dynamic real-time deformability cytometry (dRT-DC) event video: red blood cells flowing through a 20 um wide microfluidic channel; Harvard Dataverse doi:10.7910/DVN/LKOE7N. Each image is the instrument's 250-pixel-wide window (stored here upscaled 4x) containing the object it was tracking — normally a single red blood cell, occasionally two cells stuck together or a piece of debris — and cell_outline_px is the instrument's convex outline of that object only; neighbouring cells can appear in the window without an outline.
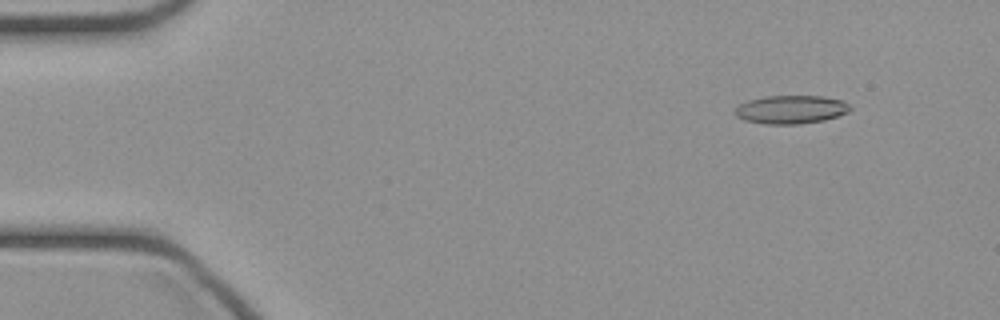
{"species": "common noctule bat (a hibernating species)", "species_latin": "Nyctalus noctula", "temperature_condition": "cold", "stored_images_in_passage": 47, "camera_frame_rate_fps": 3000, "um_per_image_px": 0.085, "animal": {"sex": "female", "body_mass_g": 21.9}, "frame": {"image": 1, "passage_image": 5, "time_ms": 1.333, "image_size_px": [1000, 320], "cell_outline_px": [[852, 108], [848, 112], [824, 120], [796, 124], [764, 124], [744, 120], [736, 116], [736, 108], [740, 104], [748, 100], [764, 96], [824, 96], [840, 100], [848, 104]], "centroid_in_image_um": [67.22, 9.3], "position_along_channel_um": 17.8, "area_um2": 18.9}}
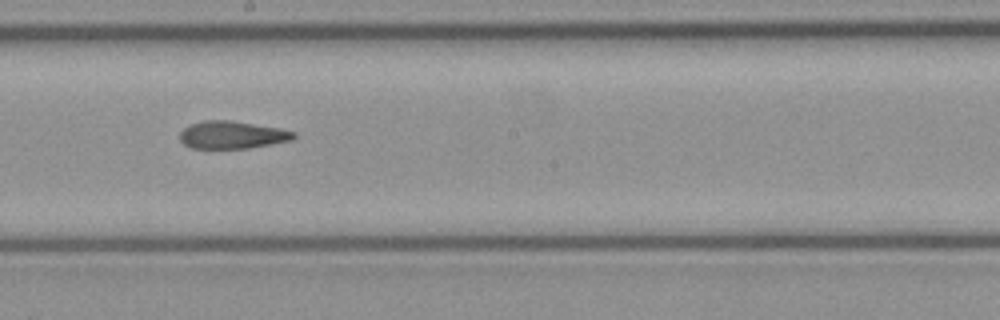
{"frame": {"image": 2, "passage_image": 26, "time_ms": 8.333, "image_size_px": [1000, 320], "cell_outline_px": [[296, 136], [292, 140], [248, 148], [192, 148], [184, 144], [180, 140], [180, 132], [184, 128], [192, 124], [204, 120], [228, 120], [280, 128], [296, 132]], "centroid_in_image_um": [19.74, 11.46], "position_along_channel_um": 228.5, "area_um2": 18.15}}
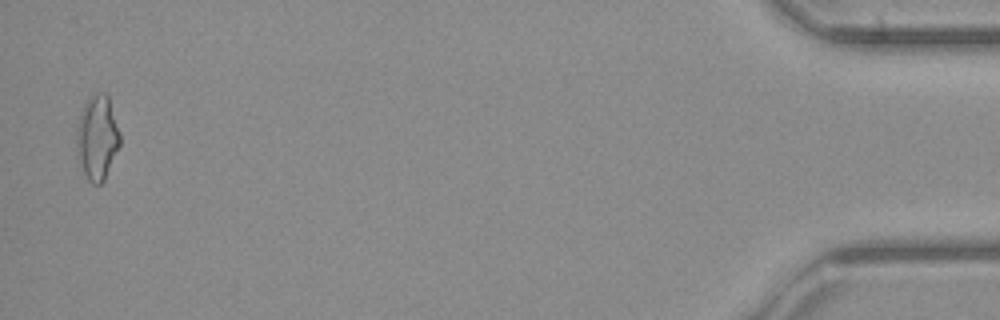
{"frame": {"image": 3, "passage_image": 46, "time_ms": 15.0, "image_size_px": [1000, 320], "cell_outline_px": [[120, 144], [104, 180], [100, 184], [92, 184], [88, 180], [76, 156], [76, 128], [80, 112], [84, 104], [92, 96], [100, 92], [104, 92], [108, 96], [120, 132]], "centroid_in_image_um": [8.24, 11.7], "position_along_channel_um": 427.0, "area_um2": 21.39}}